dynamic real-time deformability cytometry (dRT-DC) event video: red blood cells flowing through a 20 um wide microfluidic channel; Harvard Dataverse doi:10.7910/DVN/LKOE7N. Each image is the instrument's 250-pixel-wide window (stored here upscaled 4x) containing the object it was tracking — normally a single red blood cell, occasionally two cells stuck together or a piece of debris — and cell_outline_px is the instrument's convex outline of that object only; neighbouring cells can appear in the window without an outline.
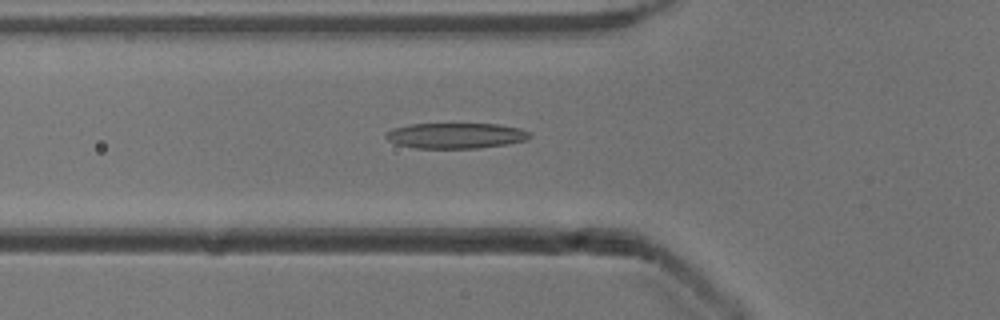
{"species": "common noctule bat (a hibernating species)", "species_latin": "Nyctalus noctula", "temperature_condition": "cold", "stored_images_in_passage": 43, "camera_frame_rate_fps": 3000, "um_per_image_px": 0.085, "animal": {"sex": "male", "body_mass_g": 13.3}, "frame": {"image": 1, "passage_image": 19, "time_ms": 6.0, "image_size_px": [1000, 320], "cell_outline_px": [[532, 136], [524, 140], [508, 144], [476, 148], [416, 148], [396, 144], [388, 140], [384, 136], [392, 128], [408, 124], [500, 124], [520, 128], [532, 132]], "centroid_in_image_um": [38.75, 11.52], "position_along_channel_um": 87.0, "area_um2": 21.5}}
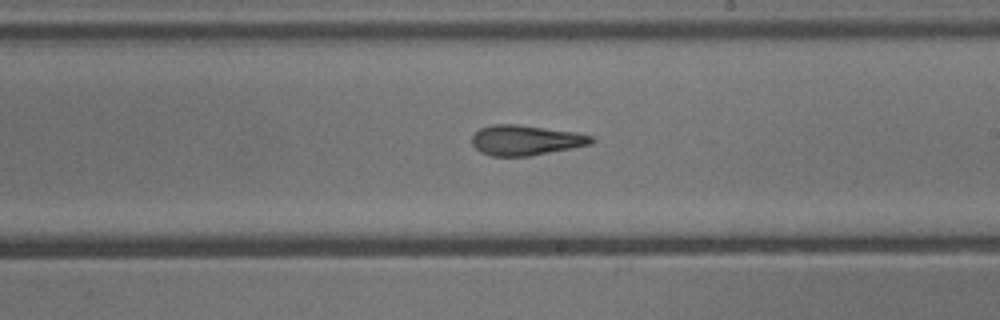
{"frame": {"image": 2, "passage_image": 31, "time_ms": 10.0, "image_size_px": [1000, 320], "cell_outline_px": [[596, 140], [592, 144], [572, 148], [528, 156], [492, 156], [480, 152], [472, 144], [472, 136], [480, 128], [492, 124], [516, 124], [576, 132], [592, 136]], "centroid_in_image_um": [44.69, 11.91], "position_along_channel_um": 244.3, "area_um2": 20.98}}
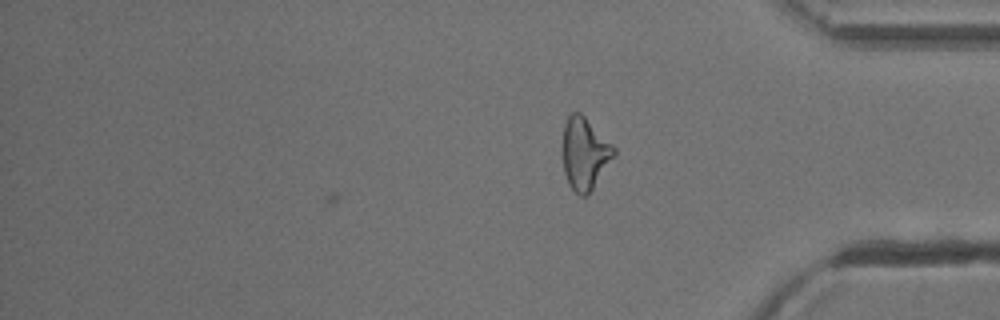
{"frame": {"image": 3, "passage_image": 43, "time_ms": 14.0, "image_size_px": [1000, 320], "cell_outline_px": [[616, 152], [588, 196], [580, 196], [568, 184], [564, 172], [564, 124], [568, 116], [572, 112], [580, 112], [616, 148]], "centroid_in_image_um": [49.7, 13.06], "position_along_channel_um": 385.5, "area_um2": 21.1}, "authors_computed_cell_mechanics": {"area_um2": 20.7502, "velocity_mm_per_s": 3.9046, "shape_relaxation_time_tau1_ms": 9.3351, "shape_relaxation_time_tau2_ms": 3.3562, "deformation_change_tau1": 0.2665, "deformation_change_tau2": 0.1529}}